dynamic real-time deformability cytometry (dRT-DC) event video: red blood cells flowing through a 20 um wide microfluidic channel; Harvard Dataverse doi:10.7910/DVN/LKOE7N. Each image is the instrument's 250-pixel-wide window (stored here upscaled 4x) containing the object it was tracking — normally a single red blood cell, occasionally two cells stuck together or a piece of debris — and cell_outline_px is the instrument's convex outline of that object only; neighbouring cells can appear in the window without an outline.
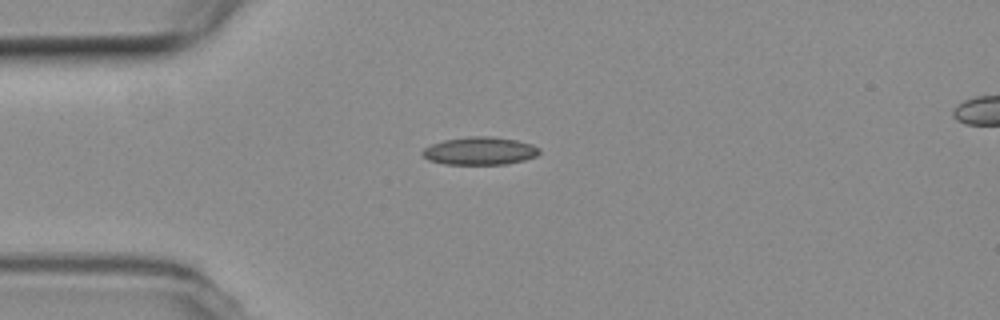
{"species": "common noctule bat (a hibernating species)", "species_latin": "Nyctalus noctula", "temperature_condition": "room temperature", "stored_images_in_passage": 6, "camera_frame_rate_fps": 3000, "um_per_image_px": 0.085, "animal": {"sex": "female", "body_mass_g": 19.3, "forearm_length_mm": 54.1}, "frame": {"image": 1, "passage_image": 6, "time_ms": 1.667, "image_size_px": [1000, 320], "cell_outline_px": [[540, 152], [536, 156], [524, 160], [504, 164], [444, 164], [428, 160], [420, 152], [424, 148], [432, 144], [444, 140], [472, 136], [488, 136], [516, 140], [532, 144], [540, 148]], "centroid_in_image_um": [40.78, 12.83], "position_along_channel_um": 44.2, "area_um2": 18.9}}